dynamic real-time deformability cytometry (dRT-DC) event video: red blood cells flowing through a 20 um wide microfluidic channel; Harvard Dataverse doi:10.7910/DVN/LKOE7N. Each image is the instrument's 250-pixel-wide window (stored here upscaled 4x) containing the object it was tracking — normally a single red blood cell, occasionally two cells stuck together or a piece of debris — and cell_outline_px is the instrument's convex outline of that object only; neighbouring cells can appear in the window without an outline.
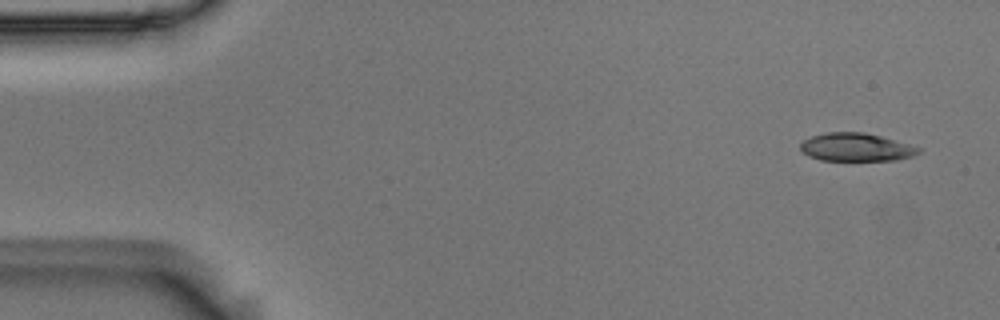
{"species": "Egyptian fruit bat (a non-hibernating species)", "species_latin": "Rousettus aegyptiacus", "temperature_condition": "room temperature", "stored_images_in_passage": 5, "camera_frame_rate_fps": 3000, "um_per_image_px": 0.085, "animal": {"sex": "male"}, "frame": {"image": 1, "passage_image": 1, "time_ms": 0.0, "image_size_px": [1000, 320], "cell_outline_px": [[920, 152], [912, 156], [896, 160], [820, 160], [808, 156], [800, 148], [800, 144], [804, 140], [812, 136], [824, 132], [864, 132], [880, 136], [908, 144], [920, 148]], "centroid_in_image_um": [72.74, 12.51], "position_along_channel_um": 12.3, "area_um2": 19.19}}
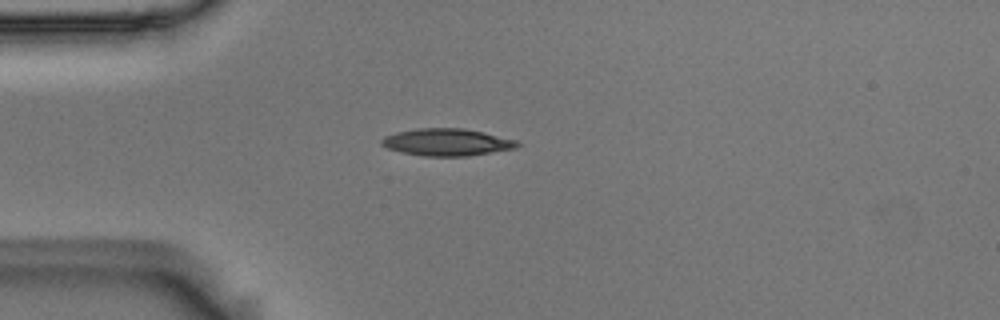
{"frame": {"image": 2, "passage_image": 4, "time_ms": 1.0, "image_size_px": [1000, 320], "cell_outline_px": [[520, 144], [516, 148], [468, 156], [424, 156], [400, 152], [388, 148], [380, 144], [380, 140], [384, 136], [396, 132], [416, 128], [464, 128], [484, 132], [516, 140]], "centroid_in_image_um": [37.96, 12.08], "position_along_channel_um": 47.0, "area_um2": 21.56}}